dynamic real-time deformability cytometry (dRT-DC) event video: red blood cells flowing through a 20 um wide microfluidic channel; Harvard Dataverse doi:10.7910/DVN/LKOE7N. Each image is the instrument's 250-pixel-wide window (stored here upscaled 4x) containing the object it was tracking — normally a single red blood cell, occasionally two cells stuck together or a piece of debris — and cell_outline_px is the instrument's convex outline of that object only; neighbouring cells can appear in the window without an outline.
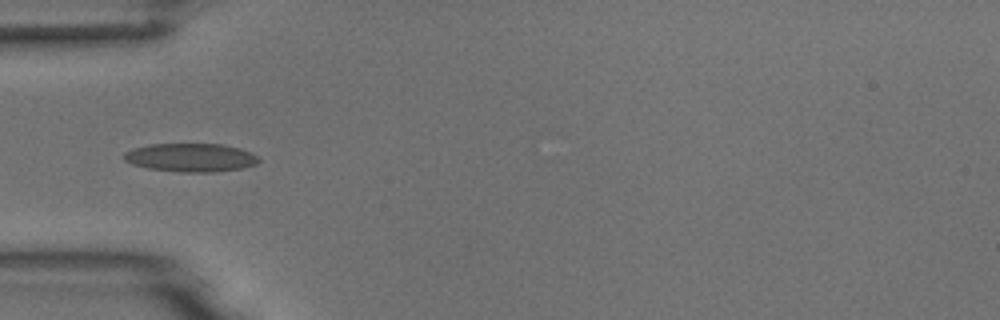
{"species": "common noctule bat (a hibernating species)", "species_latin": "Nyctalus noctula", "temperature_condition": "room temperature", "stored_images_in_passage": 2, "camera_frame_rate_fps": 3000, "um_per_image_px": 0.085, "animal": {"sex": "male", "body_mass_g": 18.8}, "frame": {"image": 1, "passage_image": 1, "time_ms": 0.0, "image_size_px": [1000, 320], "cell_outline_px": [[260, 160], [256, 164], [244, 168], [216, 172], [180, 172], [148, 168], [132, 164], [124, 160], [124, 152], [132, 148], [148, 144], [220, 144], [240, 148], [252, 152], [260, 156]], "centroid_in_image_um": [16.24, 13.39], "position_along_channel_um": 68.8, "area_um2": 22.6}}